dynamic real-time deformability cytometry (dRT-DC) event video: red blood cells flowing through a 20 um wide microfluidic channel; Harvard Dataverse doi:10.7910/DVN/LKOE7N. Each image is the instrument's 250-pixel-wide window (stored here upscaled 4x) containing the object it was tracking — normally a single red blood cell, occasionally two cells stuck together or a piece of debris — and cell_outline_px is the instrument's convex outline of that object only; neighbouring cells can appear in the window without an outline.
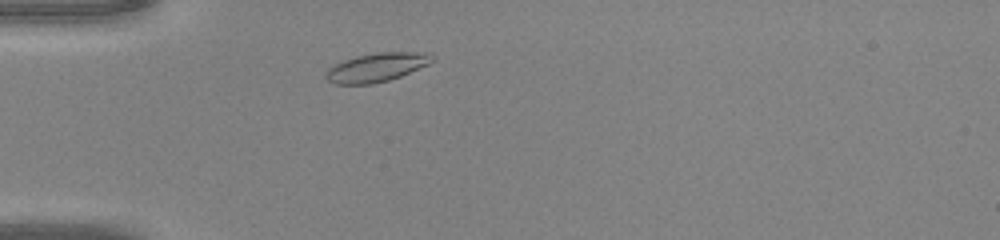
{"species": "common noctule bat (a hibernating species)", "species_latin": "Nyctalus noctula", "temperature_condition": "warm", "stored_images_in_passage": 34, "camera_frame_rate_fps": 3000, "um_per_image_px": 0.085, "animal": {"sex": "male", "body_mass_g": 20.0, "forearm_length_mm": 53.3}, "frame": {"image": 1, "passage_image": 4, "time_ms": 1.0, "image_size_px": [1000, 240], "cell_outline_px": [[436, 60], [428, 64], [400, 76], [388, 80], [372, 84], [332, 84], [324, 76], [328, 68], [344, 60], [356, 56], [376, 52], [432, 52], [436, 56]], "centroid_in_image_um": [32.05, 5.71], "position_along_channel_um": 52.9, "area_um2": 17.98}}
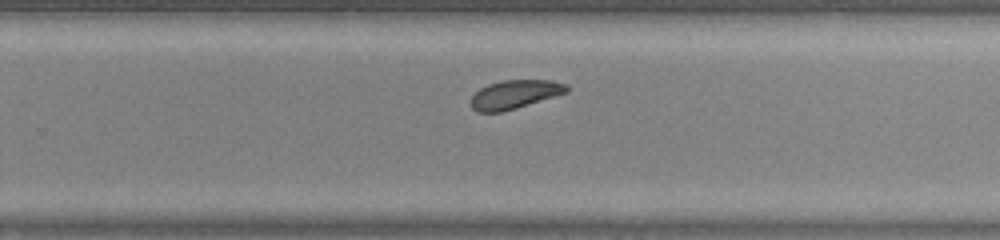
{"frame": {"image": 2, "passage_image": 21, "time_ms": 6.667, "image_size_px": [1000, 240], "cell_outline_px": [[568, 92], [516, 108], [500, 112], [476, 112], [472, 108], [472, 96], [480, 88], [488, 84], [500, 80], [552, 80], [568, 84]], "centroid_in_image_um": [43.76, 8.01], "position_along_channel_um": 286.0, "area_um2": 15.95}}
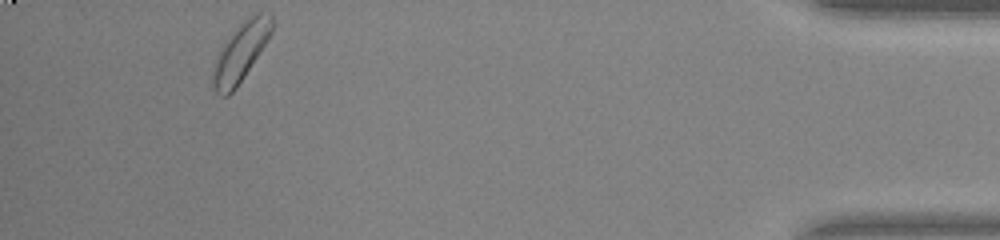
{"frame": {"image": 3, "passage_image": 34, "time_ms": 11.0, "image_size_px": [1000, 240], "cell_outline_px": [[272, 32], [244, 76], [236, 88], [228, 96], [220, 96], [212, 88], [212, 64], [216, 56], [232, 32], [244, 20], [256, 12], [272, 12]], "centroid_in_image_um": [20.42, 4.44], "position_along_channel_um": 414.8, "area_um2": 20.0}}